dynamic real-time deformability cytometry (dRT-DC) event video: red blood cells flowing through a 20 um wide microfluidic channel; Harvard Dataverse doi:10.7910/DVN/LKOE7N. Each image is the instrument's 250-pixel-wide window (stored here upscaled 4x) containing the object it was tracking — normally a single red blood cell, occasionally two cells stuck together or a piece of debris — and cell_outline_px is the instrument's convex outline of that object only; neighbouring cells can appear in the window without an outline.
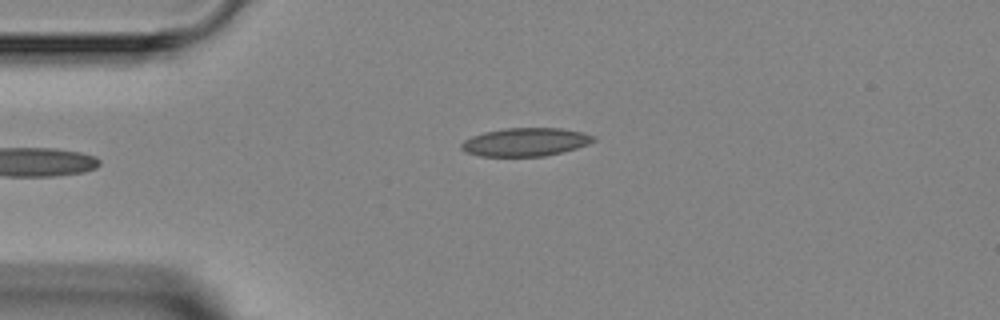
{"species": "Egyptian fruit bat (a non-hibernating species)", "species_latin": "Rousettus aegyptiacus", "temperature_condition": "room temperature", "stored_images_in_passage": 3, "camera_frame_rate_fps": 3000, "um_per_image_px": 0.085, "animal": {"sex": "female"}, "frame": {"image": 1, "passage_image": 3, "time_ms": 2.667, "image_size_px": [1000, 320], "cell_outline_px": [[596, 140], [588, 144], [576, 148], [544, 156], [480, 156], [468, 152], [460, 148], [460, 144], [464, 140], [472, 136], [484, 132], [504, 128], [560, 128], [584, 132], [596, 136]], "centroid_in_image_um": [44.68, 12.06], "position_along_channel_um": 40.3, "area_um2": 21.73}}